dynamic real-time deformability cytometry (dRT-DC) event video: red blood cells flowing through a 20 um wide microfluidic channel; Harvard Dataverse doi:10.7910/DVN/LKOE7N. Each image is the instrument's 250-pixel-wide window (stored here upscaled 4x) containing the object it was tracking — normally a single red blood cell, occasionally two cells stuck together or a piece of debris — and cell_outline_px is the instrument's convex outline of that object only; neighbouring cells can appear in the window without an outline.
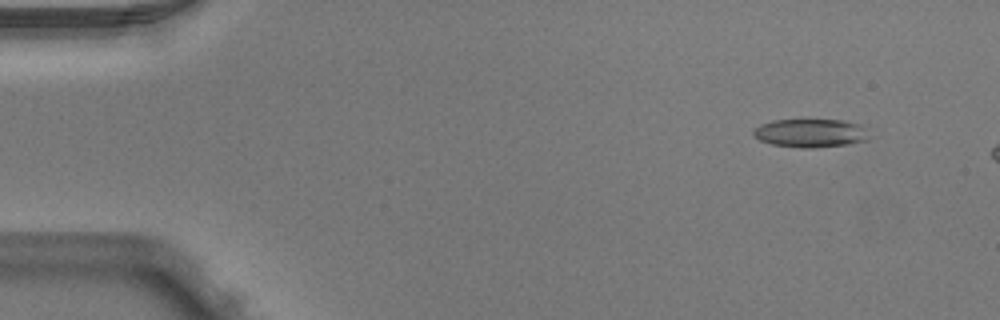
{"species": "Egyptian fruit bat (a non-hibernating species)", "species_latin": "Rousettus aegyptiacus", "temperature_condition": "warm", "stored_images_in_passage": 4, "camera_frame_rate_fps": 3000, "um_per_image_px": 0.085, "animal": {"sex": "male"}, "frame": {"image": 1, "passage_image": 2, "time_ms": 0.333, "image_size_px": [1000, 320], "cell_outline_px": [[868, 140], [848, 144], [812, 148], [800, 148], [772, 144], [760, 140], [752, 132], [760, 124], [772, 120], [844, 120], [860, 124]], "centroid_in_image_um": [68.86, 11.31], "position_along_channel_um": 16.1, "area_um2": 18.9}}